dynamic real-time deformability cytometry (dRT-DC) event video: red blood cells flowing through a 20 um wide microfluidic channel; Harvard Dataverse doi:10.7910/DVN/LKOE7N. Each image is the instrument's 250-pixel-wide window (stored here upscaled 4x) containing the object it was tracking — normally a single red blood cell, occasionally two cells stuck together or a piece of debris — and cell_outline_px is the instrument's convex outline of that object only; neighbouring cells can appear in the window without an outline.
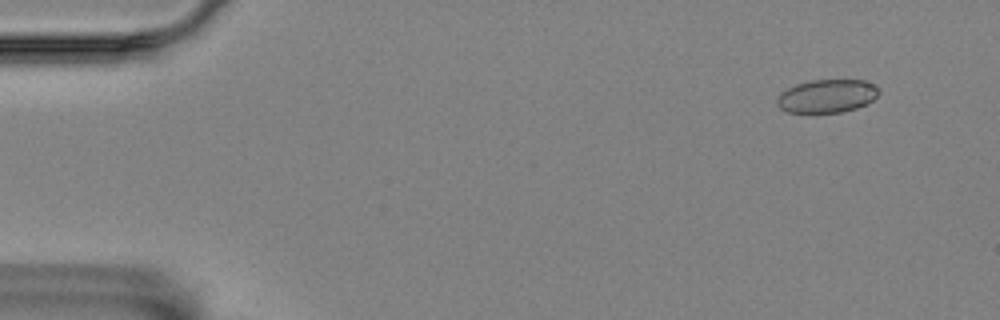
{"species": "Egyptian fruit bat (a non-hibernating species)", "species_latin": "Rousettus aegyptiacus", "temperature_condition": "room temperature", "stored_images_in_passage": 4, "camera_frame_rate_fps": 3000, "um_per_image_px": 0.085, "animal": {"sex": "female"}, "frame": {"image": 1, "passage_image": 2, "time_ms": 0.333, "image_size_px": [1000, 320], "cell_outline_px": [[880, 92], [868, 104], [856, 108], [840, 112], [788, 112], [780, 108], [776, 104], [776, 100], [780, 92], [796, 84], [812, 80], [864, 80], [872, 84]], "centroid_in_image_um": [70.27, 8.16], "position_along_channel_um": 14.7, "area_um2": 19.59}}
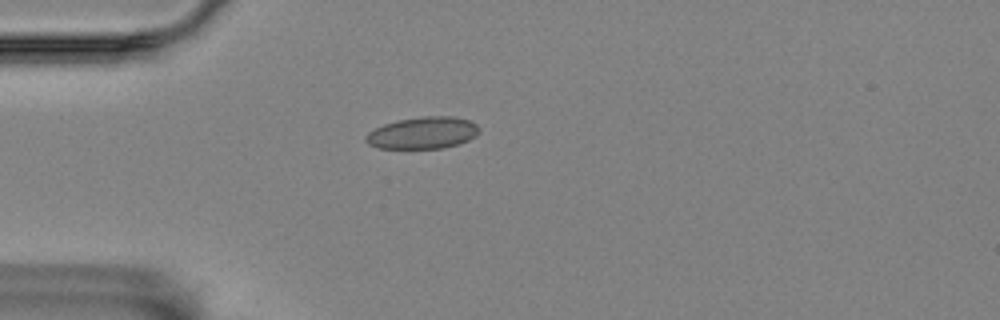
{"frame": {"image": 2, "passage_image": 4, "time_ms": 1.0, "image_size_px": [1000, 320], "cell_outline_px": [[480, 132], [476, 136], [468, 140], [444, 148], [376, 148], [368, 144], [364, 140], [364, 136], [368, 132], [384, 124], [396, 120], [424, 116], [452, 116], [468, 120], [476, 124], [480, 128]], "centroid_in_image_um": [35.92, 11.29], "position_along_channel_um": 49.1, "area_um2": 21.15}}